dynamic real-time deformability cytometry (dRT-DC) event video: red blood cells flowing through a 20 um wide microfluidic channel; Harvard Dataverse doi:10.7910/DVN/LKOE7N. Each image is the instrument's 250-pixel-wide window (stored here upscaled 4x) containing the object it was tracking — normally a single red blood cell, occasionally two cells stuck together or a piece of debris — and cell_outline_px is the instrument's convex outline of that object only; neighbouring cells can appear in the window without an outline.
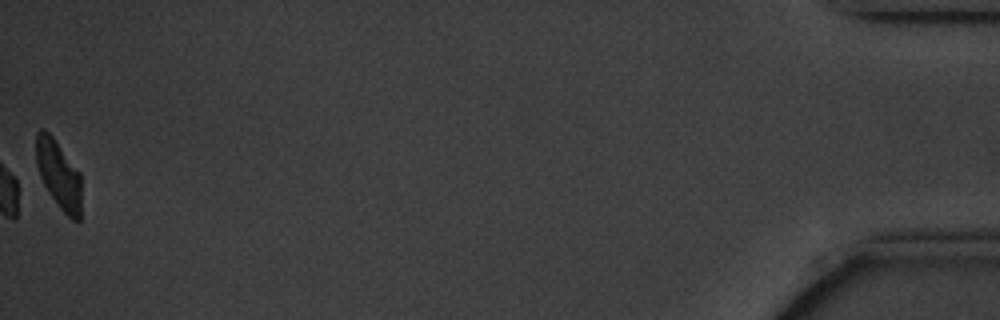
{"species": "common noctule bat (a hibernating species)", "species_latin": "Nyctalus noctula", "temperature_condition": "cold", "stored_images_in_passage": 54, "camera_frame_rate_fps": 3000, "um_per_image_px": 0.085, "animal": {"sex": "male", "body_mass_g": 20.1, "forearm_length_mm": 53.5}, "frame": {"image": 1, "passage_image": 54, "time_ms": 17.667, "image_size_px": [1000, 320], "cell_outline_px": [[80, 220], [72, 220], [56, 204], [48, 192], [40, 176], [36, 164], [36, 132], [40, 128], [44, 128], [52, 136], [80, 172]], "centroid_in_image_um": [4.97, 14.82], "position_along_channel_um": 430.2, "area_um2": 17.98}, "authors_computed_cell_mechanics": {"area_um2": 18.8139, "velocity_mm_per_s": 3.4317, "shape_relaxation_time_tau1_ms": 1.8507, "shape_relaxation_time_tau2_ms": null, "deformation_change_tau1": 0.1125, "deformation_change_tau2": null}}